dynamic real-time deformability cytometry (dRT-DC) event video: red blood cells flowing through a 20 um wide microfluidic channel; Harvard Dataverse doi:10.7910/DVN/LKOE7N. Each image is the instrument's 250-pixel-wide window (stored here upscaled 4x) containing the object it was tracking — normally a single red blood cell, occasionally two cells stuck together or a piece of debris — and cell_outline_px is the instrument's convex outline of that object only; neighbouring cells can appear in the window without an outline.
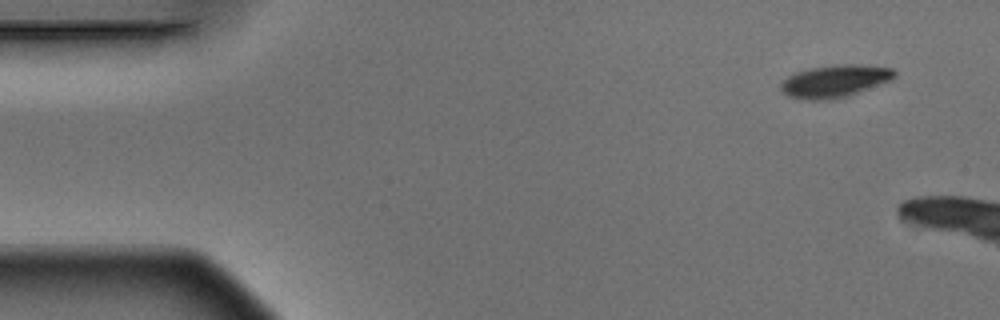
{"species": "Egyptian fruit bat (a non-hibernating species)", "species_latin": "Rousettus aegyptiacus", "temperature_condition": "warm", "stored_images_in_passage": 4, "camera_frame_rate_fps": 3000, "um_per_image_px": 0.085, "animal": {"sex": "male"}, "frame": {"image": 1, "passage_image": 1, "time_ms": 0.0, "image_size_px": [1000, 320], "cell_outline_px": [[896, 76], [888, 80], [848, 96], [828, 100], [808, 100], [788, 96], [780, 88], [780, 84], [788, 76], [796, 72], [812, 68], [836, 64], [860, 64], [892, 68], [896, 72]], "centroid_in_image_um": [70.93, 6.89], "position_along_channel_um": 14.1, "area_um2": 21.21}}